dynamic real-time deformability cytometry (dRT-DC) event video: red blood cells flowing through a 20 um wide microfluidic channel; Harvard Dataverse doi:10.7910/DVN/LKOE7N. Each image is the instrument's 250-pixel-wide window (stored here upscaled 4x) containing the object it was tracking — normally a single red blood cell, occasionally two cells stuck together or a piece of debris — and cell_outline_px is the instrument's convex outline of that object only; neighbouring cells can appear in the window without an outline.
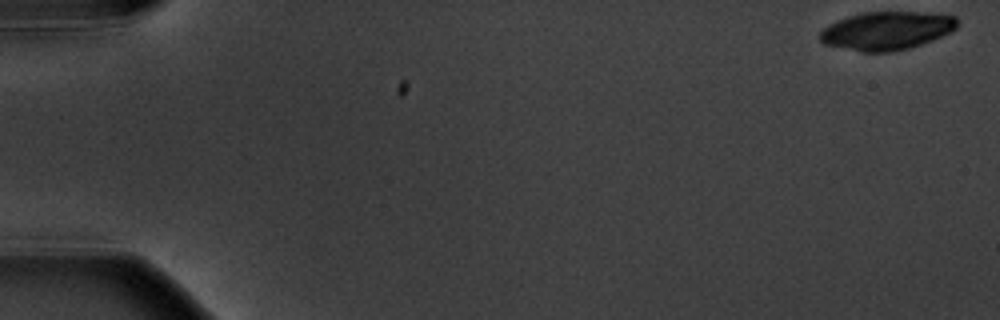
{"species": "common noctule bat (a hibernating species)", "species_latin": "Nyctalus noctula", "temperature_condition": "warm", "stored_images_in_passage": 5, "camera_frame_rate_fps": 3000, "um_per_image_px": 0.085, "animal": {"sex": "male", "body_mass_g": 20.1, "forearm_length_mm": 53.5}, "frame": {"image": 1, "passage_image": 1, "time_ms": 0.0, "image_size_px": [1000, 320], "cell_outline_px": [[956, 28], [932, 40], [908, 48], [888, 52], [860, 52], [824, 44], [820, 40], [820, 32], [828, 24], [836, 20], [848, 16], [864, 12], [916, 12], [956, 16]], "centroid_in_image_um": [75.3, 2.61], "position_along_channel_um": 9.7, "area_um2": 30.35}}